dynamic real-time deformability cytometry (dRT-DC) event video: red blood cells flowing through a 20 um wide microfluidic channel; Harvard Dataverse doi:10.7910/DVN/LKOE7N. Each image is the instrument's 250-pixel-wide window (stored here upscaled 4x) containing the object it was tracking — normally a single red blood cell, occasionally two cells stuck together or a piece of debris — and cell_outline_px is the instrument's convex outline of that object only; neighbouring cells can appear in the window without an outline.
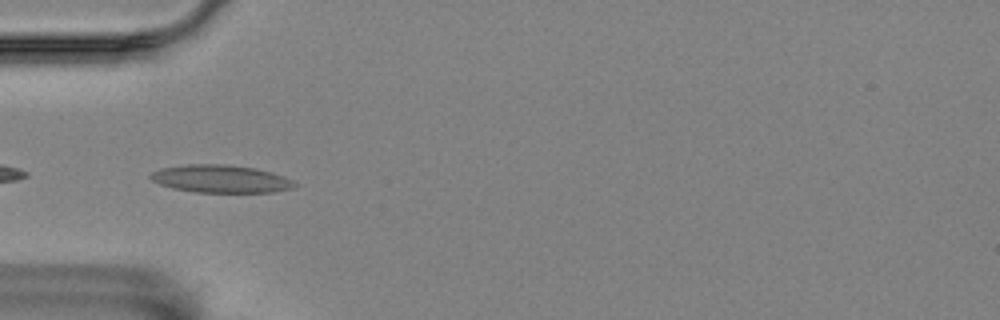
{"species": "Egyptian fruit bat (a non-hibernating species)", "species_latin": "Rousettus aegyptiacus", "temperature_condition": "room temperature", "stored_images_in_passage": 42, "camera_frame_rate_fps": 3000, "um_per_image_px": 0.085, "animal": {"sex": "female"}, "frame": {"image": 1, "passage_image": 2, "time_ms": 0.333, "image_size_px": [1000, 320], "cell_outline_px": [[296, 184], [292, 188], [272, 192], [192, 192], [172, 188], [160, 184], [152, 180], [148, 176], [152, 172], [160, 168], [184, 164], [224, 164], [256, 168], [272, 172], [284, 176], [292, 180]], "centroid_in_image_um": [18.73, 15.19], "position_along_channel_um": 66.3, "area_um2": 23.35}}
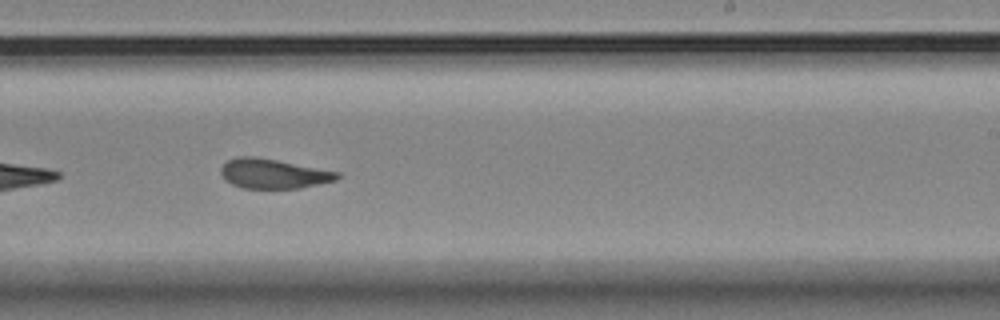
{"frame": {"image": 2, "passage_image": 19, "time_ms": 6.0, "image_size_px": [1000, 320], "cell_outline_px": [[340, 176], [336, 180], [300, 188], [240, 188], [224, 180], [220, 172], [220, 168], [228, 160], [236, 156], [256, 156], [340, 172]], "centroid_in_image_um": [23.2, 14.76], "position_along_channel_um": 265.8, "area_um2": 20.17}}
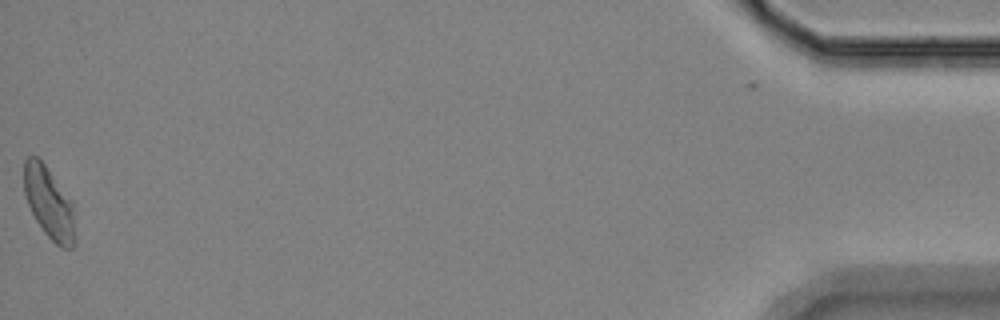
{"frame": {"image": 3, "passage_image": 41, "time_ms": 13.333, "image_size_px": [1000, 320], "cell_outline_px": [[76, 244], [72, 248], [60, 248], [44, 232], [36, 220], [28, 204], [24, 192], [24, 160], [28, 156], [36, 156], [44, 164], [72, 200]], "centroid_in_image_um": [4.18, 17.27], "position_along_channel_um": 431.0, "area_um2": 21.33}, "authors_computed_cell_mechanics": {"area_um2": 20.8947, "velocity_mm_per_s": 3.5199, "shape_relaxation_time_tau1_ms": 10.3209, "shape_relaxation_time_tau2_ms": 2.8787, "deformation_change_tau1": 0.211, "deformation_change_tau2": 0.0975}}